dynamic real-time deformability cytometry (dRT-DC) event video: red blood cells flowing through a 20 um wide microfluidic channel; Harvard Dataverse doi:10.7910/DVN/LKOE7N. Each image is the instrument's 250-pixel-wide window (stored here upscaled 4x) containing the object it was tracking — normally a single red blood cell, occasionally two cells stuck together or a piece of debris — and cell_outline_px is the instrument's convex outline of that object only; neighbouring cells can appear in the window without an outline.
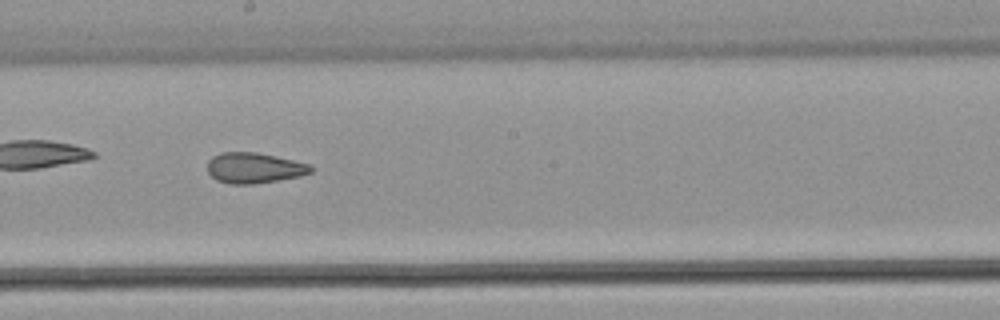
{"species": "common noctule bat (a hibernating species)", "species_latin": "Nyctalus noctula", "temperature_condition": "warm", "stored_images_in_passage": 52, "camera_frame_rate_fps": 3000, "um_per_image_px": 0.085, "animal": {"sex": "male", "body_mass_g": 21.5, "forearm_length_mm": 52.0}, "frame": {"image": 1, "passage_image": 30, "time_ms": 9.667, "image_size_px": [1000, 320], "cell_outline_px": [[312, 172], [300, 176], [252, 184], [228, 184], [216, 180], [208, 172], [208, 160], [212, 156], [220, 152], [256, 152], [276, 156], [308, 164], [312, 168]], "centroid_in_image_um": [21.56, 14.27], "position_along_channel_um": 226.6, "area_um2": 18.32}}
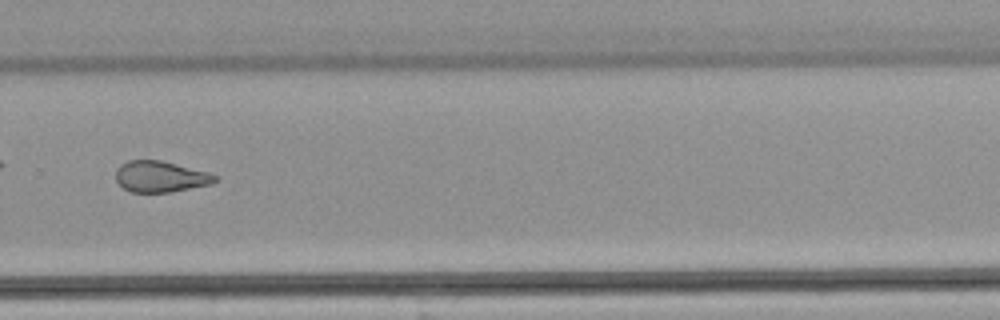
{"frame": {"image": 2, "passage_image": 37, "time_ms": 12.0, "image_size_px": [1000, 320], "cell_outline_px": [[216, 180], [212, 184], [168, 192], [132, 192], [124, 188], [116, 180], [116, 168], [120, 164], [128, 160], [160, 160], [208, 172], [216, 176]], "centroid_in_image_um": [13.61, 15.0], "position_along_channel_um": 316.2, "area_um2": 17.8}, "authors_computed_cell_mechanics": {"area_um2": 20.4323, "velocity_mm_per_s": 3.844, "shape_relaxation_time_tau1_ms": null, "shape_relaxation_time_tau2_ms": 2.553, "deformation_change_tau1": null, "deformation_change_tau2": 0.1049}}